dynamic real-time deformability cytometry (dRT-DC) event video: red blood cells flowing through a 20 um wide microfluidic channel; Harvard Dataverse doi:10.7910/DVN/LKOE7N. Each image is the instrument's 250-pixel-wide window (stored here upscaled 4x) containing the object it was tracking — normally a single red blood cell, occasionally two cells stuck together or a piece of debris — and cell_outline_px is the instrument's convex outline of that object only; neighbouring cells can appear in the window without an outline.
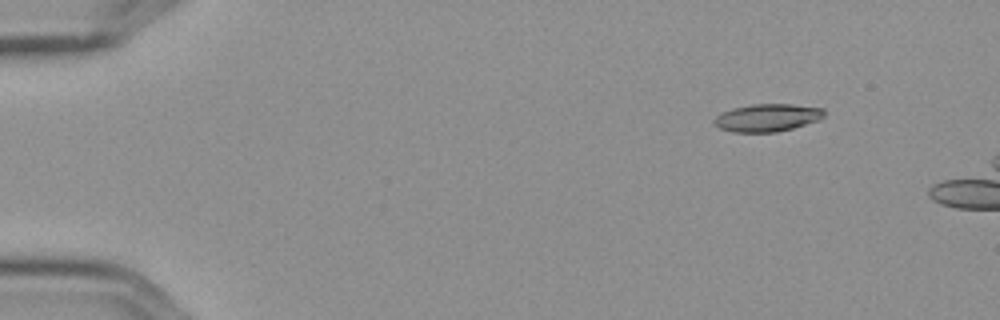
{"species": "Egyptian fruit bat (a non-hibernating species)", "species_latin": "Rousettus aegyptiacus", "temperature_condition": "cold", "stored_images_in_passage": 4, "camera_frame_rate_fps": 3000, "um_per_image_px": 0.085, "frame": {"image": 1, "passage_image": 1, "time_ms": 0.0, "image_size_px": [1000, 320], "cell_outline_px": [[824, 116], [820, 120], [792, 128], [776, 132], [732, 132], [716, 128], [712, 124], [712, 120], [720, 112], [732, 108], [752, 104], [792, 104], [824, 108]], "centroid_in_image_um": [65.16, 10.0], "position_along_channel_um": 19.8, "area_um2": 18.03}}